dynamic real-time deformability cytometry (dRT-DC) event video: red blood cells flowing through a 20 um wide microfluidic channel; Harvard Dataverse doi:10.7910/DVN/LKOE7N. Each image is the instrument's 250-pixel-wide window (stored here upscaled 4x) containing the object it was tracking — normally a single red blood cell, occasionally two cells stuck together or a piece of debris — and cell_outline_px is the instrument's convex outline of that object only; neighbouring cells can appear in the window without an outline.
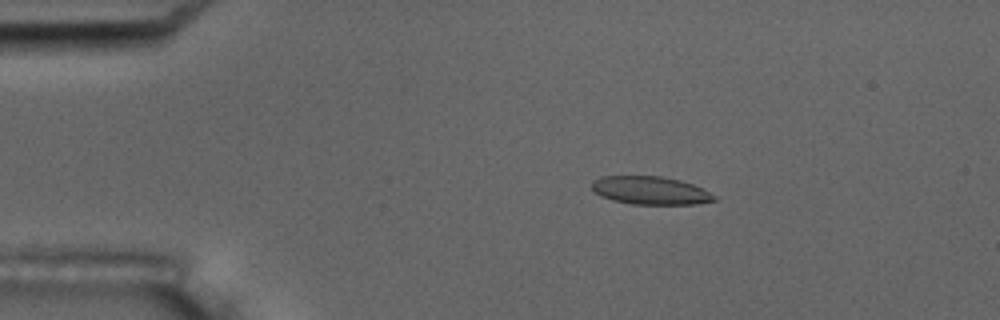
{"species": "common noctule bat (a hibernating species)", "species_latin": "Nyctalus noctula", "temperature_condition": "room temperature", "stored_images_in_passage": 7, "camera_frame_rate_fps": 3000, "um_per_image_px": 0.085, "animal": {"sex": "male", "body_mass_g": 17.5, "forearm_length_mm": 52.3}, "frame": {"image": 1, "passage_image": 3, "time_ms": 3.0, "image_size_px": [1000, 320], "cell_outline_px": [[716, 200], [696, 204], [632, 204], [612, 200], [600, 196], [592, 192], [592, 180], [600, 176], [660, 176], [680, 180], [692, 184], [716, 196]], "centroid_in_image_um": [55.22, 16.19], "position_along_channel_um": 29.8, "area_um2": 20.06}}
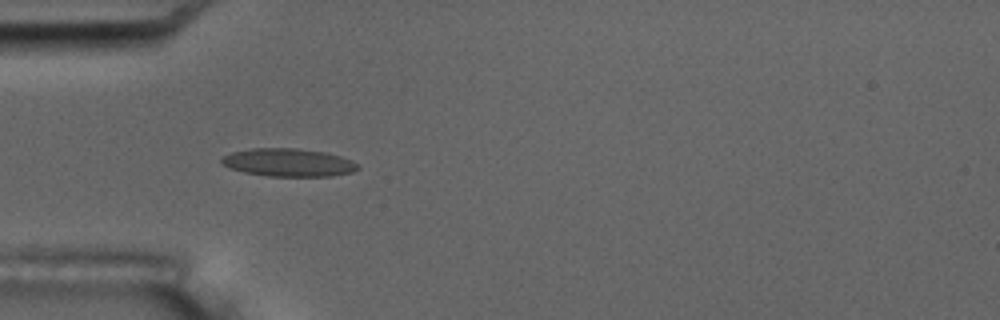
{"frame": {"image": 2, "passage_image": 5, "time_ms": 5.333, "image_size_px": [1000, 320], "cell_outline_px": [[360, 168], [352, 172], [332, 176], [268, 176], [244, 172], [228, 168], [220, 164], [220, 160], [224, 156], [232, 152], [252, 148], [296, 148], [324, 152], [340, 156], [352, 160]], "centroid_in_image_um": [24.48, 13.81], "position_along_channel_um": 60.5, "area_um2": 22.25}}